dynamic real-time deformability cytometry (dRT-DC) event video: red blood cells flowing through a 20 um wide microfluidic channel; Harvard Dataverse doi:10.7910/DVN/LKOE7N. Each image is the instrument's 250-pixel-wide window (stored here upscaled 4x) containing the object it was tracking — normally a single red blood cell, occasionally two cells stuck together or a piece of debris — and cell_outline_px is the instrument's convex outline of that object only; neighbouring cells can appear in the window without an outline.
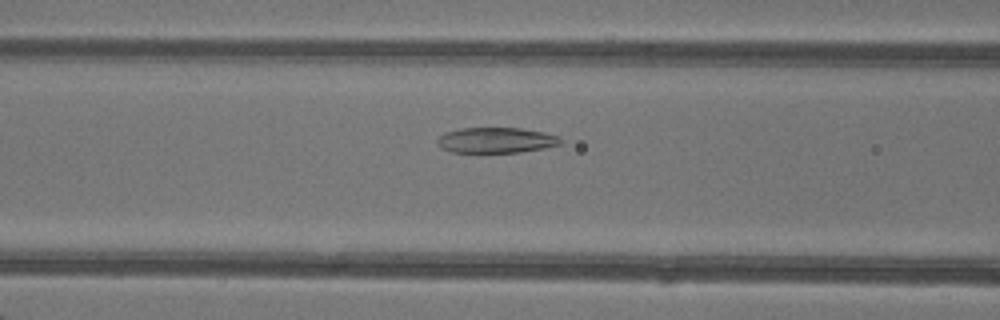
{"species": "common noctule bat (a hibernating species)", "species_latin": "Nyctalus noctula", "temperature_condition": "warm", "stored_images_in_passage": 49, "camera_frame_rate_fps": 3000, "um_per_image_px": 0.085, "animal": {"sex": "female"}, "frame": {"image": 1, "passage_image": 21, "time_ms": 6.667, "image_size_px": [1000, 320], "cell_outline_px": [[564, 140], [560, 144], [544, 148], [520, 152], [452, 152], [444, 148], [436, 140], [444, 132], [460, 128], [520, 128], [544, 132], [560, 136]], "centroid_in_image_um": [42.22, 11.91], "position_along_channel_um": 124.4, "area_um2": 18.26}}
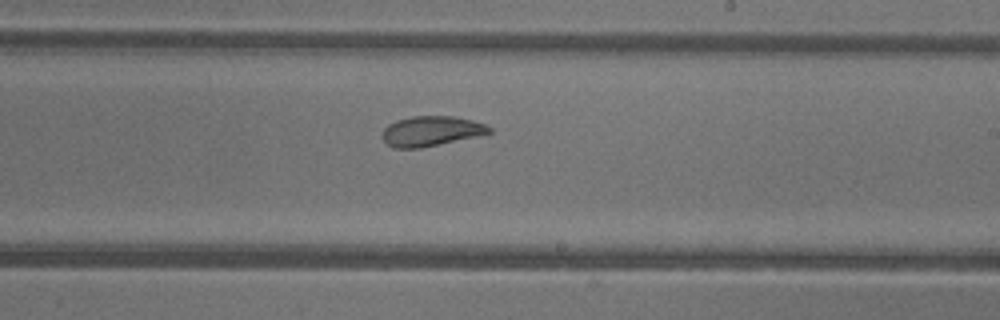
{"frame": {"image": 2, "passage_image": 30, "time_ms": 9.667, "image_size_px": [1000, 320], "cell_outline_px": [[492, 132], [476, 136], [420, 148], [392, 148], [384, 140], [384, 128], [388, 124], [396, 120], [412, 116], [452, 116], [472, 120], [484, 124], [492, 128]], "centroid_in_image_um": [36.64, 11.14], "position_along_channel_um": 252.4, "area_um2": 18.44}}
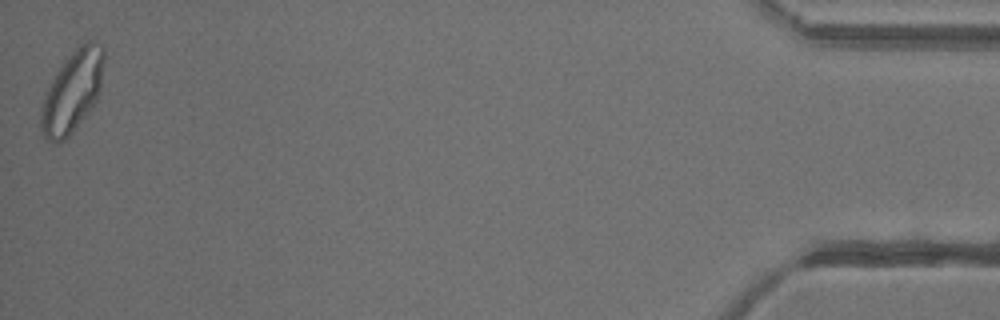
{"frame": {"image": 3, "passage_image": 49, "time_ms": 16.0, "image_size_px": [1000, 320], "cell_outline_px": [[104, 64], [100, 92], [96, 100], [72, 132], [64, 140], [56, 144], [44, 140], [40, 124], [40, 108], [48, 88], [56, 72], [72, 52], [80, 44], [88, 40], [92, 40], [100, 44], [104, 48]], "centroid_in_image_um": [6.14, 7.79], "position_along_channel_um": 429.1, "area_um2": 29.77}, "authors_computed_cell_mechanics": {"area_um2": 22.7154, "velocity_mm_per_s": 4.2626, "shape_relaxation_time_tau1_ms": 3.0934, "shape_relaxation_time_tau2_ms": 1.1272, "deformation_change_tau1": 0.1286, "deformation_change_tau2": 0.0682}}